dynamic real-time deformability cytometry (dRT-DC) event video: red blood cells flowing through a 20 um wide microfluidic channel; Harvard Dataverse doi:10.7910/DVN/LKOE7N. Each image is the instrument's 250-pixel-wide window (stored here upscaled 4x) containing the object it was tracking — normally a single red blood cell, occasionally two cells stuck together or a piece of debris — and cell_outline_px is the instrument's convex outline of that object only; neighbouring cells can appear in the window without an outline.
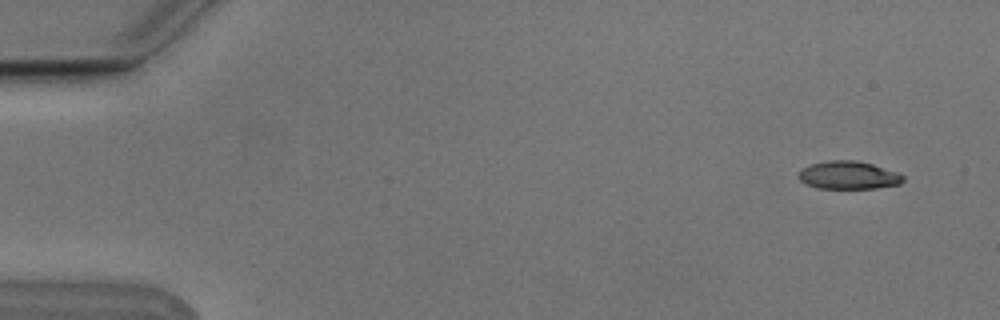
{"species": "Egyptian fruit bat (a non-hibernating species)", "species_latin": "Rousettus aegyptiacus", "temperature_condition": "cold", "stored_images_in_passage": 4, "camera_frame_rate_fps": 3000, "um_per_image_px": 0.085, "animal": {"sex": "male"}, "frame": {"image": 1, "passage_image": 1, "time_ms": 0.0, "image_size_px": [1000, 320], "cell_outline_px": [[904, 180], [900, 184], [876, 188], [816, 188], [800, 180], [796, 176], [800, 168], [812, 164], [828, 160], [856, 160], [872, 164], [896, 172], [904, 176]], "centroid_in_image_um": [72.08, 14.89], "position_along_channel_um": 12.9, "area_um2": 17.05}}